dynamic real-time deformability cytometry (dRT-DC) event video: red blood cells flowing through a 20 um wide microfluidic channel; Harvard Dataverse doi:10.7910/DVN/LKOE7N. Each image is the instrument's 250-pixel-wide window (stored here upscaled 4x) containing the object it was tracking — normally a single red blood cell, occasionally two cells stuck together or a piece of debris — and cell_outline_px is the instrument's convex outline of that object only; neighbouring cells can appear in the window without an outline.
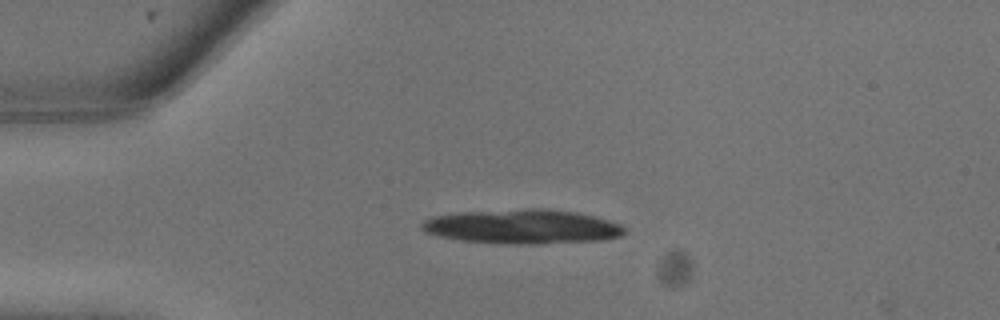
{"species": "common noctule bat (a hibernating species)", "species_latin": "Nyctalus noctula", "temperature_condition": "warm", "stored_images_in_passage": 2, "camera_frame_rate_fps": 3000, "um_per_image_px": 0.085, "animal": {"sex": "male", "body_mass_g": 13.3}, "frame": {"image": 1, "passage_image": 1, "time_ms": 0.0, "image_size_px": [1000, 320], "cell_outline_px": [[624, 232], [620, 236], [600, 240], [536, 244], [500, 244], [460, 240], [440, 236], [424, 232], [420, 228], [420, 224], [424, 220], [432, 216], [460, 212], [528, 208], [544, 208], [576, 212], [608, 220], [620, 224], [624, 228]], "centroid_in_image_um": [44.34, 19.26], "position_along_channel_um": 40.7, "area_um2": 40.75}}